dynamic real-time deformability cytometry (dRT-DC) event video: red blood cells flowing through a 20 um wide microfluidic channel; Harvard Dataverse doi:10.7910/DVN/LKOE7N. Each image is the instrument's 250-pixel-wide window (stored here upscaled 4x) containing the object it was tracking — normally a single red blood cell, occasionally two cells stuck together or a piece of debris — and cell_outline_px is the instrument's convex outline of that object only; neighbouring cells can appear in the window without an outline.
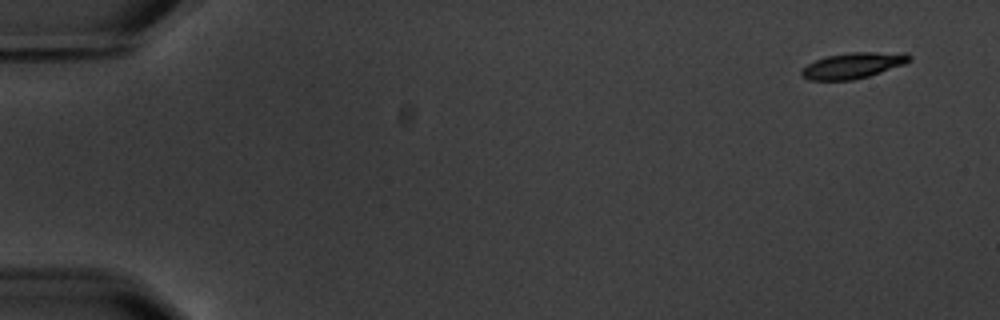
{"species": "common noctule bat (a hibernating species)", "species_latin": "Nyctalus noctula", "temperature_condition": "warm", "stored_images_in_passage": 6, "camera_frame_rate_fps": 3000, "um_per_image_px": 0.085, "animal": {"sex": "male", "body_mass_g": 20.1, "forearm_length_mm": 53.5}, "frame": {"image": 1, "passage_image": 1, "time_ms": 0.0, "image_size_px": [1000, 320], "cell_outline_px": [[912, 60], [904, 64], [868, 76], [852, 80], [808, 80], [800, 76], [800, 72], [808, 64], [816, 60], [828, 56], [852, 52], [904, 52], [912, 56]], "centroid_in_image_um": [72.53, 5.56], "position_along_channel_um": 12.5, "area_um2": 16.18}}
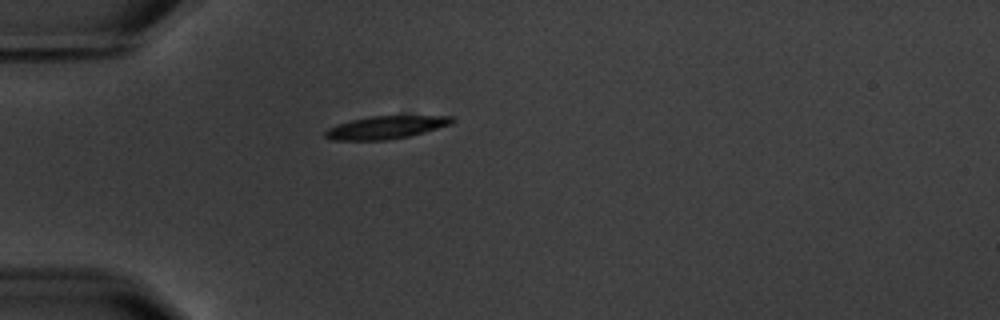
{"frame": {"image": 2, "passage_image": 5, "time_ms": 4.667, "image_size_px": [1000, 320], "cell_outline_px": [[456, 120], [452, 124], [424, 132], [408, 136], [384, 140], [332, 140], [324, 136], [324, 132], [328, 128], [336, 124], [352, 120], [372, 116], [452, 116]], "centroid_in_image_um": [32.79, 10.83], "position_along_channel_um": 52.2, "area_um2": 16.76}}